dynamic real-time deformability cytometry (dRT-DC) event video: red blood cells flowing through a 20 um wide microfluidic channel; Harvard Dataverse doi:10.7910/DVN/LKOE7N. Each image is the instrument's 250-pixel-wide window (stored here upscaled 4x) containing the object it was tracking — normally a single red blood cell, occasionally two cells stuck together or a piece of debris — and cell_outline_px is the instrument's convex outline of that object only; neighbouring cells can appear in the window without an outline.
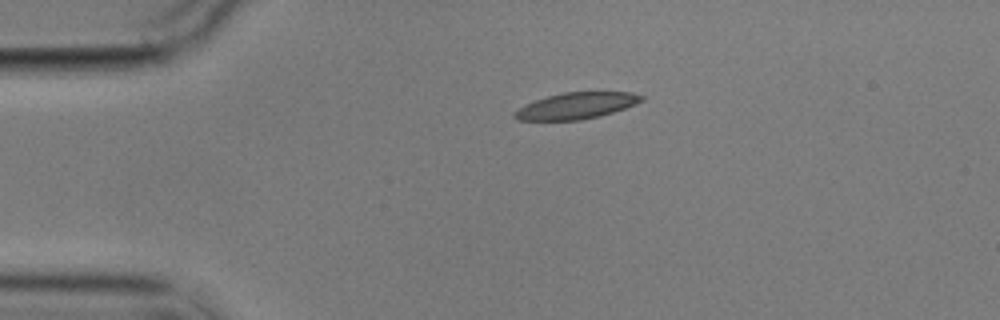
{"species": "common noctule bat (a hibernating species)", "species_latin": "Nyctalus noctula", "temperature_condition": "cold", "stored_images_in_passage": 4, "camera_frame_rate_fps": 3000, "um_per_image_px": 0.085, "animal": {"sex": "male", "body_mass_g": 17.9}, "frame": {"image": 1, "passage_image": 4, "time_ms": 4.667, "image_size_px": [1000, 320], "cell_outline_px": [[644, 100], [636, 104], [600, 116], [580, 120], [516, 120], [512, 116], [520, 108], [536, 100], [548, 96], [564, 92], [632, 92], [644, 96]], "centroid_in_image_um": [49.03, 8.99], "position_along_channel_um": 36.0, "area_um2": 19.25}}